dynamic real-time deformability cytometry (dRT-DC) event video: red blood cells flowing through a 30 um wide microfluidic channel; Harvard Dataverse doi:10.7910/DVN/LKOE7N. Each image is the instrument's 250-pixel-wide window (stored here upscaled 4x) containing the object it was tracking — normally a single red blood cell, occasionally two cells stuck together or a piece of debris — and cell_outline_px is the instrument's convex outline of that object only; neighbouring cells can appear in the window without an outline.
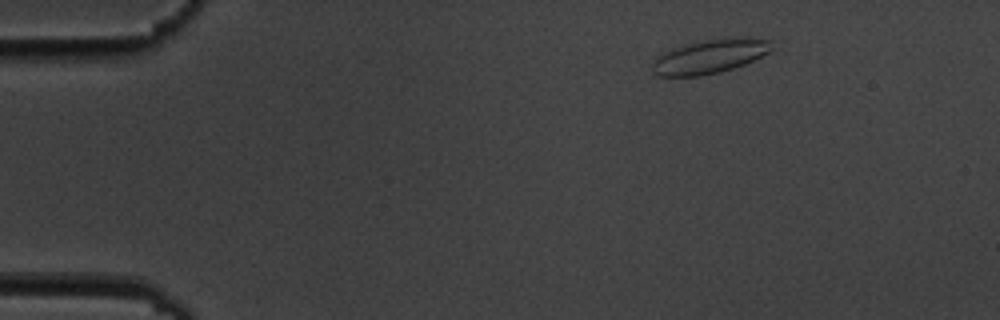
{"species": "common noctule bat (a hibernating species)", "species_latin": "Nyctalus noctula", "temperature_condition": "cold", "stored_images_in_passage": 5, "camera_frame_rate_fps": 3000, "um_per_image_px": 0.085, "animal": {"sex": "male", "body_mass_g": 19.5, "forearm_length_mm": 54.6}, "frame": {"image": 1, "passage_image": 2, "time_ms": 1.333, "image_size_px": [1000, 320], "cell_outline_px": [[776, 48], [744, 64], [720, 72], [700, 76], [656, 76], [652, 72], [652, 64], [656, 56], [660, 52], [680, 44], [728, 36], [772, 40]], "centroid_in_image_um": [60.29, 4.77], "position_along_channel_um": 24.7, "area_um2": 24.28}}
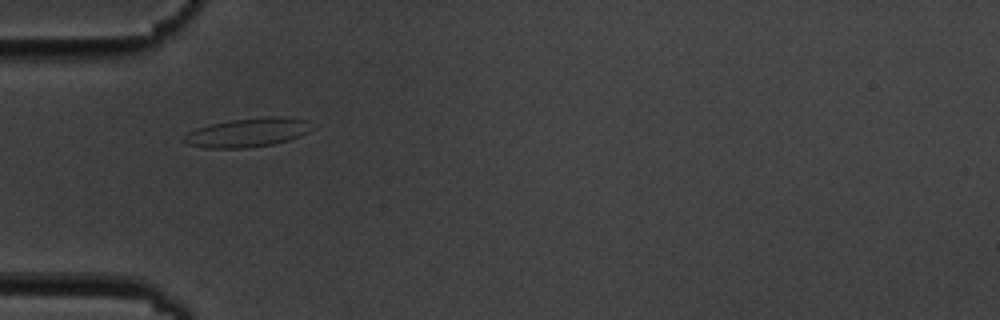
{"frame": {"image": 2, "passage_image": 4, "time_ms": 4.667, "image_size_px": [1000, 320], "cell_outline_px": [[316, 128], [300, 136], [288, 140], [272, 144], [248, 148], [204, 148], [188, 144], [180, 140], [188, 132], [196, 128], [212, 124], [232, 120], [264, 116], [288, 116], [308, 120]], "centroid_in_image_um": [21.1, 11.25], "position_along_channel_um": 63.9, "area_um2": 21.91}}